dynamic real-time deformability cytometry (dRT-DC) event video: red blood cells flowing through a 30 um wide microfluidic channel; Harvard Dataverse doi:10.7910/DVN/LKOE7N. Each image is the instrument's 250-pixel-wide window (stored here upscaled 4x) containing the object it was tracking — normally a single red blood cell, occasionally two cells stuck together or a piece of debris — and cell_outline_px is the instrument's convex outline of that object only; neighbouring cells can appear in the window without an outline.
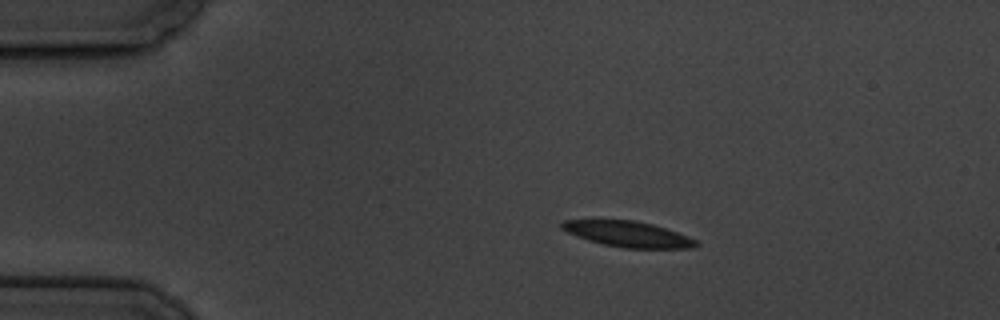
{"species": "common noctule bat (a hibernating species)", "species_latin": "Nyctalus noctula", "temperature_condition": "cold", "stored_images_in_passage": 5, "camera_frame_rate_fps": 3000, "um_per_image_px": 0.085, "animal": {"sex": "male", "body_mass_g": 19.5, "forearm_length_mm": 54.6}, "frame": {"image": 1, "passage_image": 2, "time_ms": 1.333, "image_size_px": [1000, 320], "cell_outline_px": [[700, 244], [692, 248], [624, 248], [604, 244], [588, 240], [576, 236], [560, 228], [560, 224], [564, 220], [636, 220], [652, 224], [688, 236], [696, 240]], "centroid_in_image_um": [53.37, 19.9], "position_along_channel_um": 31.6, "area_um2": 19.94}}
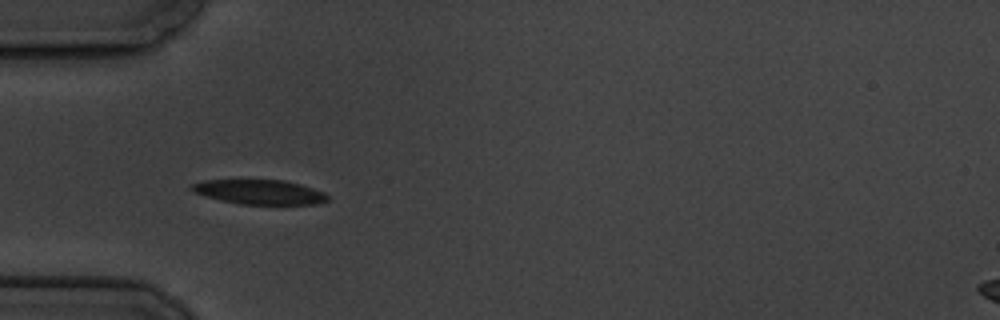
{"frame": {"image": 2, "passage_image": 4, "time_ms": 3.667, "image_size_px": [1000, 320], "cell_outline_px": [[328, 200], [316, 204], [240, 204], [220, 200], [204, 196], [192, 192], [188, 188], [192, 184], [204, 180], [284, 180], [300, 184], [324, 192], [328, 196]], "centroid_in_image_um": [22.01, 16.32], "position_along_channel_um": 63.0, "area_um2": 19.48}}
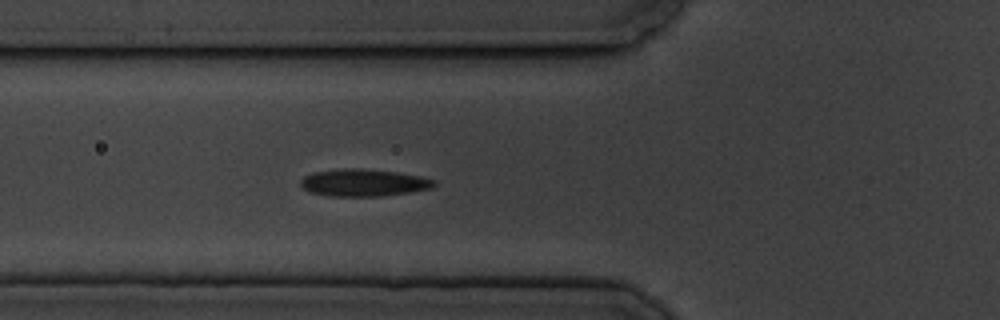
{"frame": {"image": 3, "passage_image": 5, "time_ms": 4.667, "image_size_px": [1000, 320], "cell_outline_px": [[436, 184], [432, 188], [408, 192], [380, 196], [328, 196], [308, 192], [300, 184], [300, 180], [304, 176], [312, 172], [344, 168], [360, 168], [396, 172], [424, 176], [436, 180]], "centroid_in_image_um": [30.9, 15.52], "position_along_channel_um": 94.9, "area_um2": 21.33}}